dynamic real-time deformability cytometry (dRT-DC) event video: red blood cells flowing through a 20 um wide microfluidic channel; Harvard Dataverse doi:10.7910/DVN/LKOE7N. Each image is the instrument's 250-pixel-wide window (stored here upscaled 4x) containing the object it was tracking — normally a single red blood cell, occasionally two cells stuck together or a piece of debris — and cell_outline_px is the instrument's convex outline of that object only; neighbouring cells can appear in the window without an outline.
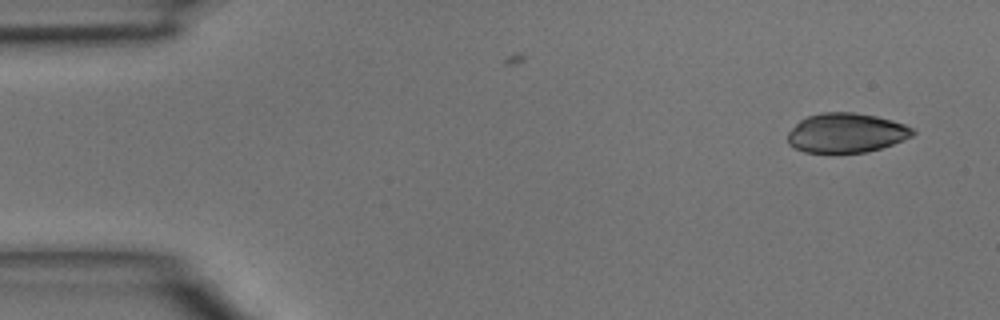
{"species": "common noctule bat (a hibernating species)", "species_latin": "Nyctalus noctula", "temperature_condition": "room temperature", "stored_images_in_passage": 3, "camera_frame_rate_fps": 3000, "um_per_image_px": 0.085, "animal": {"sex": "male", "body_mass_g": 15.6}, "frame": {"image": 1, "passage_image": 1, "time_ms": 0.0, "image_size_px": [1000, 320], "cell_outline_px": [[916, 132], [912, 136], [904, 140], [880, 148], [864, 152], [804, 152], [788, 144], [788, 132], [800, 120], [808, 116], [820, 112], [856, 112], [876, 116], [892, 120], [904, 124], [912, 128]], "centroid_in_image_um": [71.93, 11.28], "position_along_channel_um": 13.1, "area_um2": 28.67}}
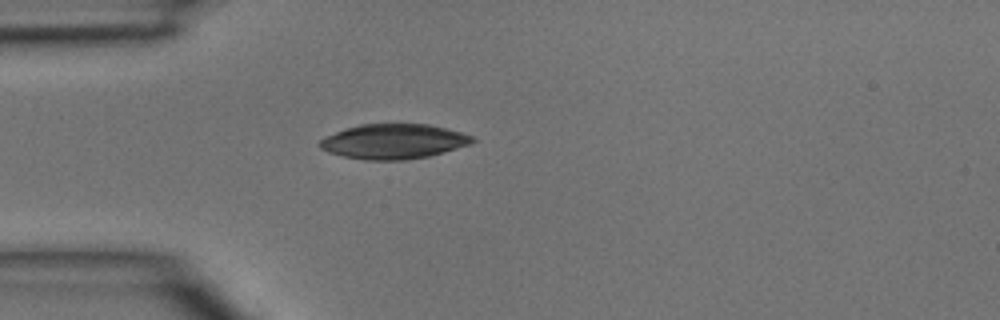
{"frame": {"image": 2, "passage_image": 3, "time_ms": 0.667, "image_size_px": [1000, 320], "cell_outline_px": [[476, 140], [468, 144], [456, 148], [428, 156], [404, 160], [364, 160], [344, 156], [328, 152], [320, 148], [320, 140], [324, 136], [344, 128], [360, 124], [428, 124], [460, 132], [472, 136]], "centroid_in_image_um": [33.4, 12.02], "position_along_channel_um": 51.6, "area_um2": 30.81}}